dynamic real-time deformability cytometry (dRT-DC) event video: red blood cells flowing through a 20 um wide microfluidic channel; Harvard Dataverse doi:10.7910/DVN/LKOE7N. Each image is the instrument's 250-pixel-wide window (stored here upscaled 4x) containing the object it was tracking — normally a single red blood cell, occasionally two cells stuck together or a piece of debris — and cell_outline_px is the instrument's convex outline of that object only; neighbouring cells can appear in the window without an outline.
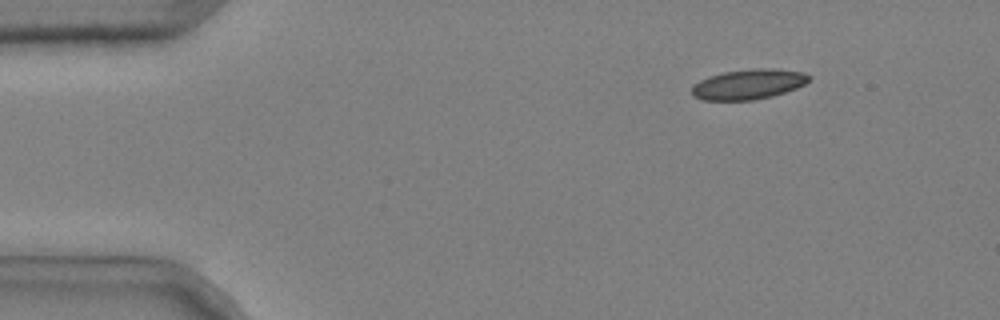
{"species": "common noctule bat (a hibernating species)", "species_latin": "Nyctalus noctula", "temperature_condition": "cold", "stored_images_in_passage": 4, "camera_frame_rate_fps": 3000, "um_per_image_px": 0.085, "animal": {"sex": "male", "body_mass_g": 20.4}, "frame": {"image": 1, "passage_image": 1, "time_ms": 0.0, "image_size_px": [1000, 320], "cell_outline_px": [[812, 76], [804, 84], [796, 88], [772, 96], [752, 100], [700, 100], [692, 96], [692, 88], [700, 80], [708, 76], [724, 72], [756, 68], [776, 68], [804, 72]], "centroid_in_image_um": [63.62, 7.15], "position_along_channel_um": 21.4, "area_um2": 20.58}}